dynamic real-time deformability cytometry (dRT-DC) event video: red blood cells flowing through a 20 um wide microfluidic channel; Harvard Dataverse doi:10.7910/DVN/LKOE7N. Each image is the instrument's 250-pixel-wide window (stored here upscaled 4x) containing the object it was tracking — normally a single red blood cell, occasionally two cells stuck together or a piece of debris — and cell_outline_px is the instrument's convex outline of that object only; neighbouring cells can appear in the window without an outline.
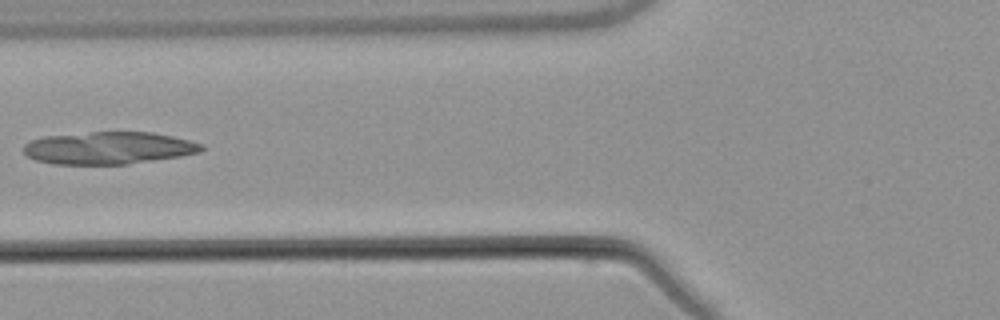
{"species": "common noctule bat (a hibernating species)", "species_latin": "Nyctalus noctula", "temperature_condition": "warm", "stored_images_in_passage": 6, "camera_frame_rate_fps": 3000, "um_per_image_px": 0.085, "animal": {"sex": "male", "body_mass_g": 21.5, "forearm_length_mm": 52.0}, "frame": {"image": 1, "passage_image": 6, "time_ms": 6.667, "image_size_px": [1000, 320], "cell_outline_px": [[204, 148], [200, 152], [180, 156], [128, 164], [52, 164], [36, 160], [28, 156], [24, 152], [24, 144], [28, 140], [44, 136], [92, 132], [152, 132], [172, 136], [204, 144]], "centroid_in_image_um": [9.21, 12.57], "position_along_channel_um": 116.6, "area_um2": 33.58}}